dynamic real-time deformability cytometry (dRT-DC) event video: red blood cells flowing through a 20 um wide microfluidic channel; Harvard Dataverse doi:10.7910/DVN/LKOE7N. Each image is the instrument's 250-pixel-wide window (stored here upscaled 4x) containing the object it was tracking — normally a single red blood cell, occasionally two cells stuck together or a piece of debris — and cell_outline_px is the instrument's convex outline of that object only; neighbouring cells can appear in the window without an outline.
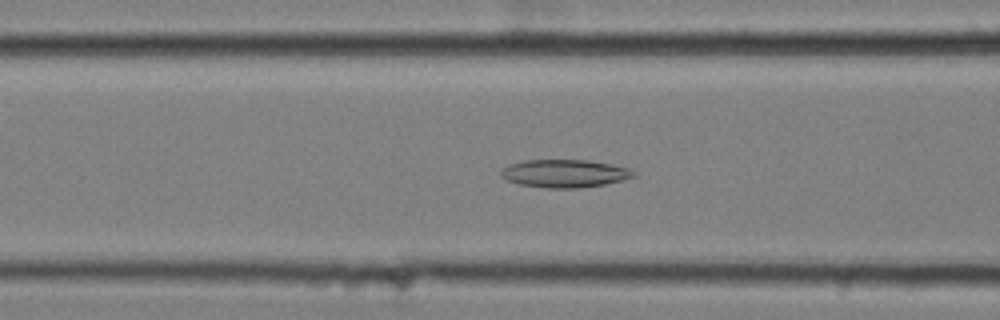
{"species": "common noctule bat (a hibernating species)", "species_latin": "Nyctalus noctula", "temperature_condition": "cold", "stored_images_in_passage": 40, "camera_frame_rate_fps": 3000, "um_per_image_px": 0.085, "animal": {"sex": "female", "body_mass_g": 25.1}, "frame": {"image": 1, "passage_image": 5, "time_ms": 1.333, "image_size_px": [1000, 320], "cell_outline_px": [[636, 176], [604, 184], [576, 188], [544, 188], [520, 184], [508, 180], [500, 176], [500, 172], [508, 164], [524, 160], [588, 160], [612, 164], [628, 168], [636, 172]], "centroid_in_image_um": [47.98, 14.74], "position_along_channel_um": 118.6, "area_um2": 21.5}}
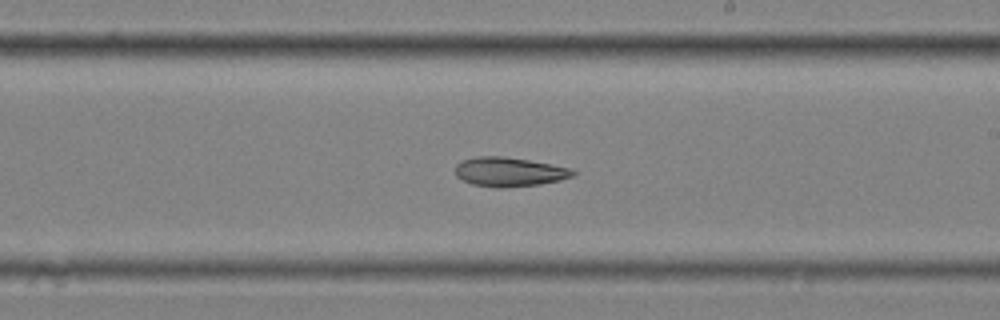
{"frame": {"image": 2, "passage_image": 16, "time_ms": 5.0, "image_size_px": [1000, 320], "cell_outline_px": [[576, 172], [572, 176], [560, 180], [540, 184], [500, 188], [496, 188], [472, 184], [456, 176], [456, 164], [464, 160], [476, 156], [504, 156], [528, 160], [568, 168]], "centroid_in_image_um": [43.25, 14.61], "position_along_channel_um": 245.8, "area_um2": 19.77}}
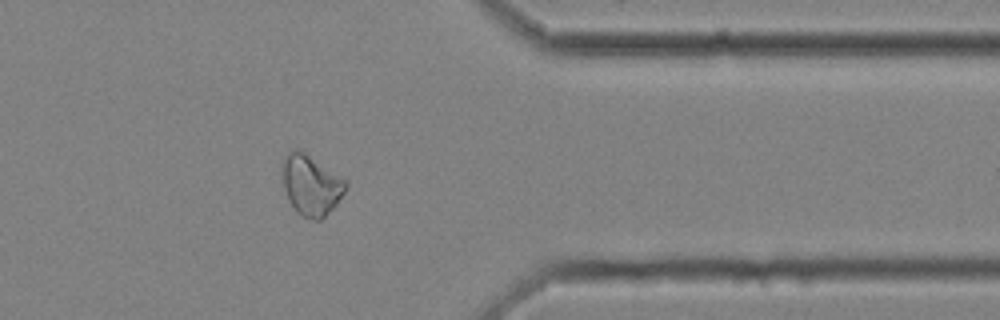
{"frame": {"image": 3, "passage_image": 29, "time_ms": 9.333, "image_size_px": [1000, 320], "cell_outline_px": [[348, 184], [344, 192], [336, 204], [320, 220], [312, 220], [296, 212], [288, 200], [284, 188], [280, 164], [284, 156], [288, 152], [296, 148], [304, 152], [348, 180]], "centroid_in_image_um": [26.41, 15.7], "position_along_channel_um": 385.0, "area_um2": 22.48}}